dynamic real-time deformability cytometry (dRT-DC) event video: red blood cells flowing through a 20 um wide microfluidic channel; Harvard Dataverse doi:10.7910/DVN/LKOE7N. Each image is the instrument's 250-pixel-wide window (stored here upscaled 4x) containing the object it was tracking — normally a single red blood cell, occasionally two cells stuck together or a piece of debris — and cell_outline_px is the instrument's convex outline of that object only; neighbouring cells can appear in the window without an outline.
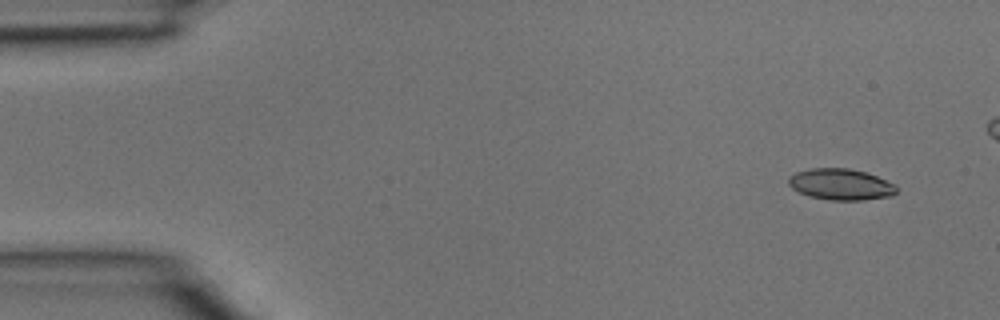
{"species": "common noctule bat (a hibernating species)", "species_latin": "Nyctalus noctula", "temperature_condition": "room temperature", "stored_images_in_passage": 4, "camera_frame_rate_fps": 3000, "um_per_image_px": 0.085, "animal": {"sex": "male", "body_mass_g": 15.6}, "frame": {"image": 1, "passage_image": 1, "time_ms": 0.0, "image_size_px": [1000, 320], "cell_outline_px": [[896, 192], [892, 196], [864, 200], [828, 200], [812, 196], [800, 192], [792, 188], [788, 184], [788, 176], [796, 172], [812, 168], [848, 168], [868, 172], [896, 184]], "centroid_in_image_um": [71.49, 15.66], "position_along_channel_um": 13.5, "area_um2": 19.77}}